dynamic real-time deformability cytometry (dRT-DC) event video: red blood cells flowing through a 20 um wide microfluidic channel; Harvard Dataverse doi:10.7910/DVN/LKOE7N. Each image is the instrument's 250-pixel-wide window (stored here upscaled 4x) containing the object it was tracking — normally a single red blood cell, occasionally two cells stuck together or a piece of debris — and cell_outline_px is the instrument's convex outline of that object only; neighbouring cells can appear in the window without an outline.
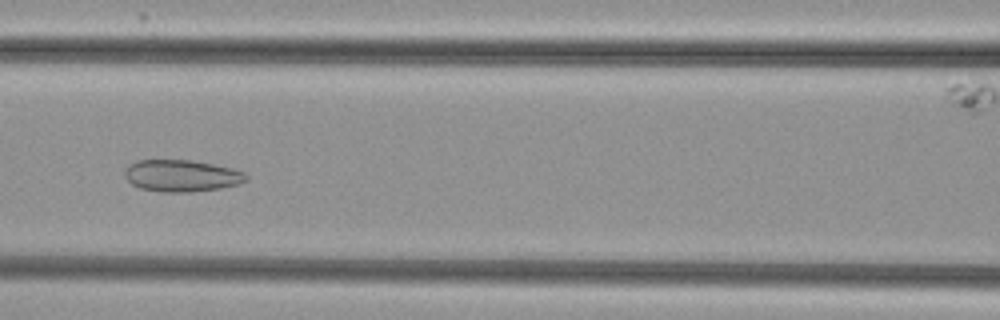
{"species": "common noctule bat (a hibernating species)", "species_latin": "Nyctalus noctula", "temperature_condition": "cold", "stored_images_in_passage": 54, "camera_frame_rate_fps": 3000, "um_per_image_px": 0.085, "animal": {"sex": "female", "body_mass_g": 29.2, "forearm_length_mm": 56.3}, "frame": {"image": 1, "passage_image": 24, "time_ms": 7.667, "image_size_px": [1000, 320], "cell_outline_px": [[248, 180], [240, 184], [220, 188], [192, 192], [160, 192], [140, 188], [132, 184], [124, 176], [124, 172], [128, 164], [136, 160], [192, 160], [232, 168], [244, 172], [248, 176]], "centroid_in_image_um": [15.43, 14.94], "position_along_channel_um": 151.2, "area_um2": 22.72}}
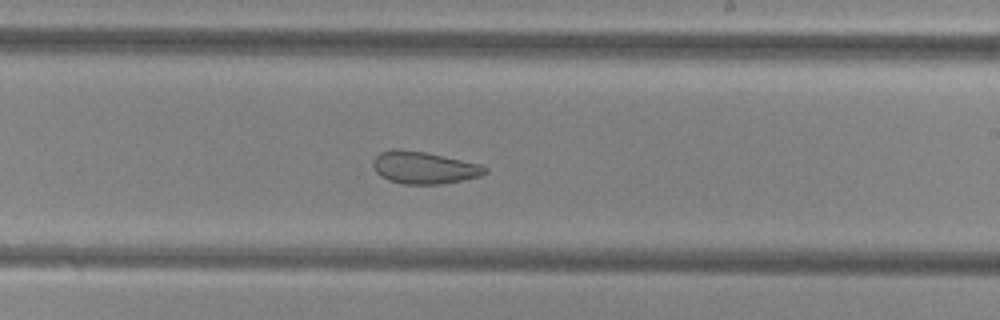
{"frame": {"image": 2, "passage_image": 32, "time_ms": 10.333, "image_size_px": [1000, 320], "cell_outline_px": [[488, 172], [480, 176], [464, 180], [440, 184], [404, 184], [388, 180], [380, 176], [376, 172], [372, 164], [372, 160], [380, 152], [392, 148], [400, 148], [424, 152], [480, 164], [488, 168]], "centroid_in_image_um": [36.01, 14.25], "position_along_channel_um": 253.0, "area_um2": 21.15}}
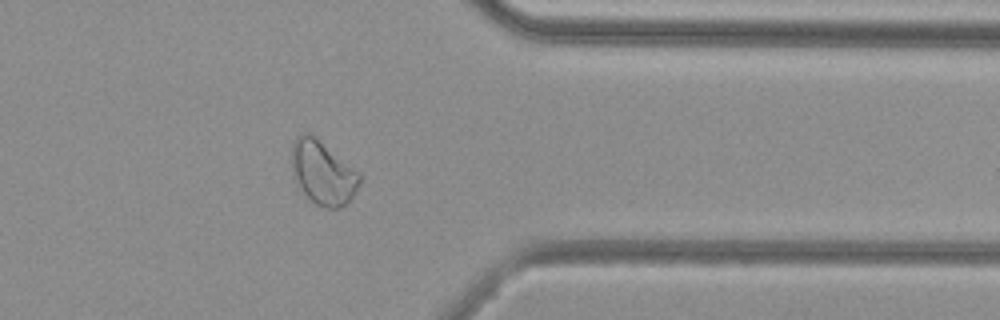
{"frame": {"image": 3, "passage_image": 43, "time_ms": 14.0, "image_size_px": [1000, 320], "cell_outline_px": [[360, 180], [352, 196], [344, 204], [336, 208], [324, 208], [316, 204], [296, 184], [292, 176], [292, 144], [296, 136], [300, 132], [308, 132], [360, 172]], "centroid_in_image_um": [27.4, 14.65], "position_along_channel_um": 384.0, "area_um2": 24.85}, "authors_computed_cell_mechanics": {"area_um2": 27.3105, "velocity_mm_per_s": 3.8287, "shape_relaxation_time_tau1_ms": null, "shape_relaxation_time_tau2_ms": 1.224, "deformation_change_tau1": null, "deformation_change_tau2": 0.0765}}